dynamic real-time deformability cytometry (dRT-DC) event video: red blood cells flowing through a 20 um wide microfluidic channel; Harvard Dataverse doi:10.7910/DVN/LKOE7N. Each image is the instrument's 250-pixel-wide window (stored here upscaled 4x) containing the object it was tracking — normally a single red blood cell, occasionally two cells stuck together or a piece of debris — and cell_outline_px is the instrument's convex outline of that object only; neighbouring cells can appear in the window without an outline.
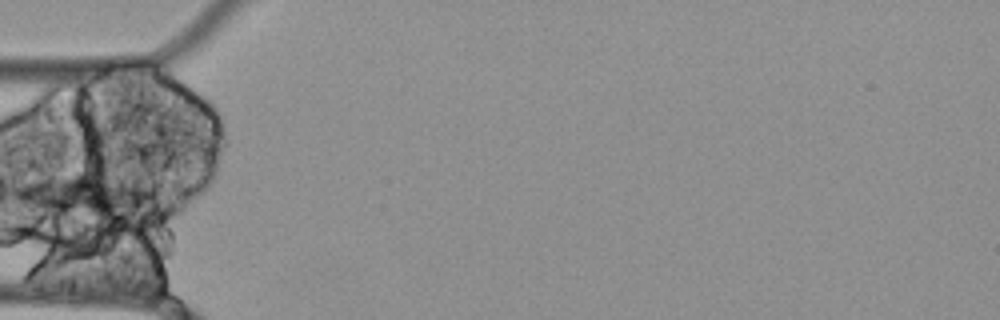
{"species": "Egyptian fruit bat (a non-hibernating species)", "species_latin": "Rousettus aegyptiacus", "temperature_condition": "cold", "stored_images_in_passage": 39, "segment_of_instrument_passage": [1, 2], "camera_frame_rate_fps": 3000, "um_per_image_px": 0.085, "animal": {"sex": "female"}, "frame": {"image": 1, "passage_image": 1, "time_ms": 0.0, "image_size_px": [1000, 320], "cell_outline_px": [[156, 204], [96, 236], [20, 200], [16, 196], [16, 192], [24, 184], [72, 172], [80, 172], [156, 192]], "centroid_in_image_um": [7.4, 17.03], "position_along_channel_um": 77.6, "area_um2": 38.32}}